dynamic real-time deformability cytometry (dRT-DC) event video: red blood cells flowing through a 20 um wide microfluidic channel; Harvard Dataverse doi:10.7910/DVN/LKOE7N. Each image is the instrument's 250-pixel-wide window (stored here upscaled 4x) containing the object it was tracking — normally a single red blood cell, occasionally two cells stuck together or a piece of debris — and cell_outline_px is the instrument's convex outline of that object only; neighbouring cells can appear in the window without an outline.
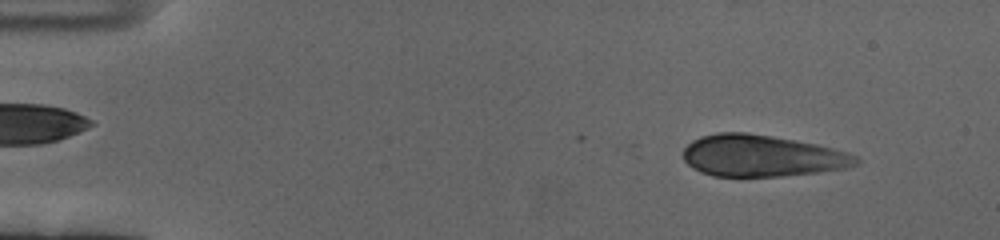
{"species": "human", "species_latin": "Homo sapiens", "temperature_condition": "cold", "stored_images_in_passage": 58, "camera_frame_rate_fps": 3000, "um_per_image_px": 0.085, "donor": {"sex": "female"}, "frame": {"image": 1, "passage_image": 5, "time_ms": 1.333, "image_size_px": [1000, 240], "cell_outline_px": [[860, 160], [856, 164], [844, 168], [816, 172], [780, 176], [712, 176], [700, 172], [692, 168], [684, 160], [684, 148], [692, 140], [700, 136], [716, 132], [748, 132], [796, 140], [816, 144], [848, 152], [856, 156]], "centroid_in_image_um": [64.71, 13.23], "position_along_channel_um": 20.3, "area_um2": 41.91}}
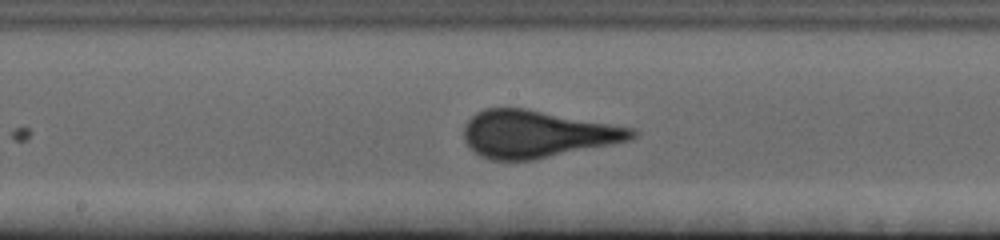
{"frame": {"image": 2, "passage_image": 30, "time_ms": 9.667, "image_size_px": [1000, 240], "cell_outline_px": [[636, 136], [628, 140], [532, 160], [492, 160], [480, 156], [464, 140], [464, 124], [476, 112], [484, 108], [524, 108], [632, 128], [636, 132]], "centroid_in_image_um": [45.56, 11.38], "position_along_channel_um": 202.6, "area_um2": 45.43}}
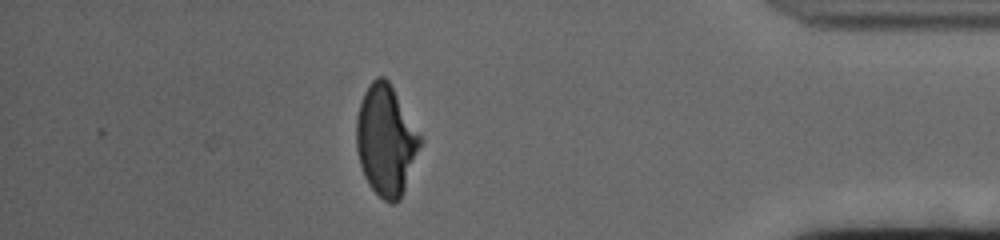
{"frame": {"image": 3, "passage_image": 51, "time_ms": 16.667, "image_size_px": [1000, 240], "cell_outline_px": [[424, 140], [400, 200], [396, 204], [388, 204], [368, 184], [364, 176], [360, 164], [356, 148], [356, 116], [360, 100], [368, 84], [376, 76], [384, 76], [388, 80]], "centroid_in_image_um": [32.8, 11.93], "position_along_channel_um": 402.4, "area_um2": 41.44}, "authors_computed_cell_mechanics": {"area_um2": 44.4193, "velocity_mm_per_s": 3.3602, "shape_relaxation_time_tau1_ms": 4.4589, "shape_relaxation_time_tau2_ms": null, "deformation_change_tau1": 0.1513, "deformation_change_tau2": null}}